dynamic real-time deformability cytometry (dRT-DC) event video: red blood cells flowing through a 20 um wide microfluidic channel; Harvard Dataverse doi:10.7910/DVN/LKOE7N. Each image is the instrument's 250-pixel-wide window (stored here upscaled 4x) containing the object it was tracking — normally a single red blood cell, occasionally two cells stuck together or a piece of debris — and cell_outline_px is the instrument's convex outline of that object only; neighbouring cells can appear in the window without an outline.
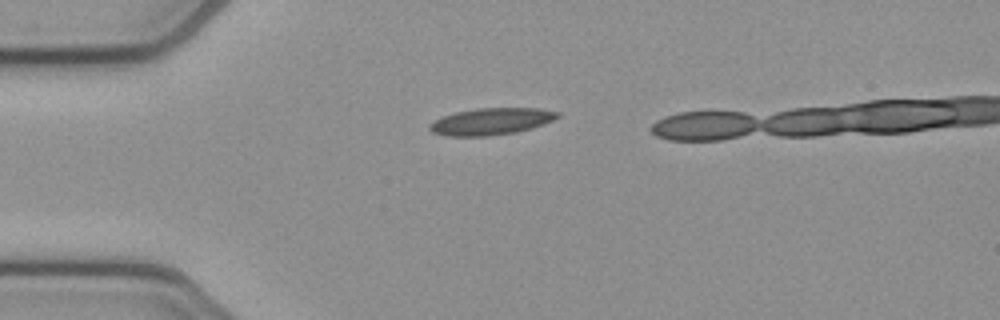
{"species": "common noctule bat (a hibernating species)", "species_latin": "Nyctalus noctula", "temperature_condition": "cold", "stored_images_in_passage": 4, "camera_frame_rate_fps": 3000, "um_per_image_px": 0.085, "animal": {"sex": "female", "body_mass_g": 21.9}, "frame": {"image": 1, "passage_image": 1, "time_ms": 0.0, "image_size_px": [1000, 320], "cell_outline_px": [[560, 116], [552, 120], [532, 128], [516, 132], [488, 136], [444, 136], [432, 132], [428, 128], [428, 124], [440, 116], [456, 112], [476, 108], [536, 108], [560, 112]], "centroid_in_image_um": [41.69, 10.32], "position_along_channel_um": 43.3, "area_um2": 20.11}}
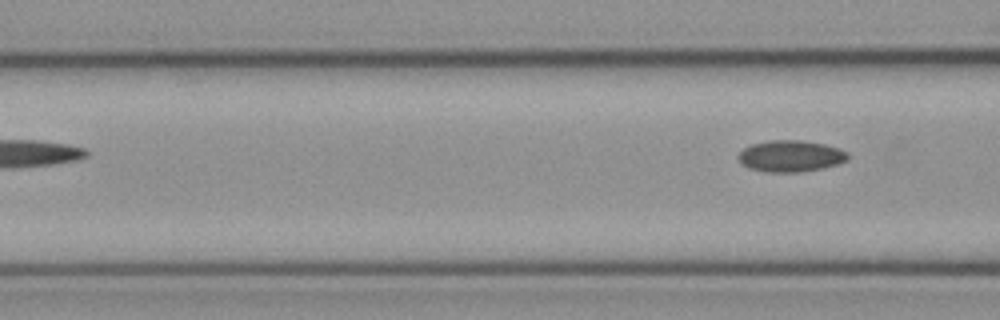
{"frame": {"image": 2, "passage_image": 4, "time_ms": 1.0, "image_size_px": [1000, 320], "cell_outline_px": [[848, 160], [836, 164], [820, 168], [800, 172], [768, 172], [748, 168], [740, 164], [736, 156], [744, 148], [752, 144], [772, 140], [800, 140], [824, 144], [840, 148], [848, 152]], "centroid_in_image_um": [67.17, 13.26], "position_along_channel_um": 99.4, "area_um2": 20.11}}